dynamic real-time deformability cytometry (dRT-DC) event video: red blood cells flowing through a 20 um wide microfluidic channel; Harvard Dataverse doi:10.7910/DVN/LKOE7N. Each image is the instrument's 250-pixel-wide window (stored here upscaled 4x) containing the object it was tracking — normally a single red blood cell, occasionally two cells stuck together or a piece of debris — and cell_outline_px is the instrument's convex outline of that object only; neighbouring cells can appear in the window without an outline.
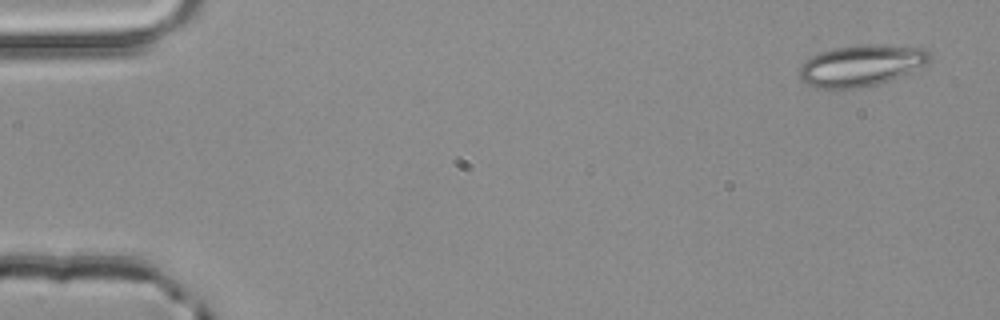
{"species": "common noctule bat (a hibernating species)", "species_latin": "Nyctalus noctula", "temperature_condition": "room temperature", "stored_images_in_passage": 4, "camera_frame_rate_fps": 3000, "um_per_image_px": 0.085, "animal": {"sex": "male", "body_mass_g": 20.4}, "frame": {"image": 1, "passage_image": 1, "time_ms": 0.0, "image_size_px": [1000, 320], "cell_outline_px": [[932, 56], [924, 64], [892, 80], [868, 88], [820, 88], [808, 84], [800, 80], [800, 64], [804, 60], [820, 52], [836, 48], [872, 44], [928, 48]], "centroid_in_image_um": [73.2, 5.58], "position_along_channel_um": 11.8, "area_um2": 31.27}}